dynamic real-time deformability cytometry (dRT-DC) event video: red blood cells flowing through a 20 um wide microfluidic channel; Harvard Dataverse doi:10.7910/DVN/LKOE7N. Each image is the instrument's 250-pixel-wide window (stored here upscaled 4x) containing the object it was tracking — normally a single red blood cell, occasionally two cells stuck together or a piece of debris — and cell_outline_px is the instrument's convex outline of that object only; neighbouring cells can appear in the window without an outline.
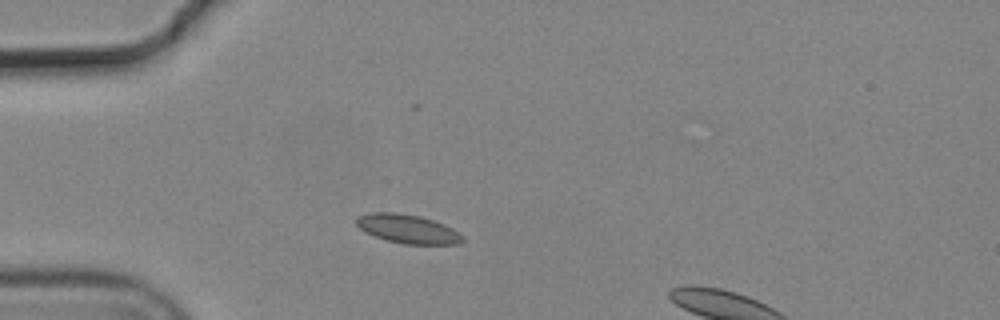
{"species": "common noctule bat (a hibernating species)", "species_latin": "Nyctalus noctula", "temperature_condition": "cold", "stored_images_in_passage": 2, "segment_of_instrument_passage": [1, 2], "camera_frame_rate_fps": 3000, "um_per_image_px": 0.085, "animal": {"sex": "male", "body_mass_g": 19.2, "forearm_length_mm": 51.8}, "frame": {"image": 1, "passage_image": 1, "time_ms": 0.0, "image_size_px": [1000, 320], "cell_outline_px": [[464, 240], [460, 244], [404, 244], [384, 240], [364, 232], [356, 224], [356, 216], [372, 212], [396, 212], [420, 216], [444, 224], [452, 228], [464, 236]], "centroid_in_image_um": [34.64, 19.46], "position_along_channel_um": 50.4, "area_um2": 18.03}}